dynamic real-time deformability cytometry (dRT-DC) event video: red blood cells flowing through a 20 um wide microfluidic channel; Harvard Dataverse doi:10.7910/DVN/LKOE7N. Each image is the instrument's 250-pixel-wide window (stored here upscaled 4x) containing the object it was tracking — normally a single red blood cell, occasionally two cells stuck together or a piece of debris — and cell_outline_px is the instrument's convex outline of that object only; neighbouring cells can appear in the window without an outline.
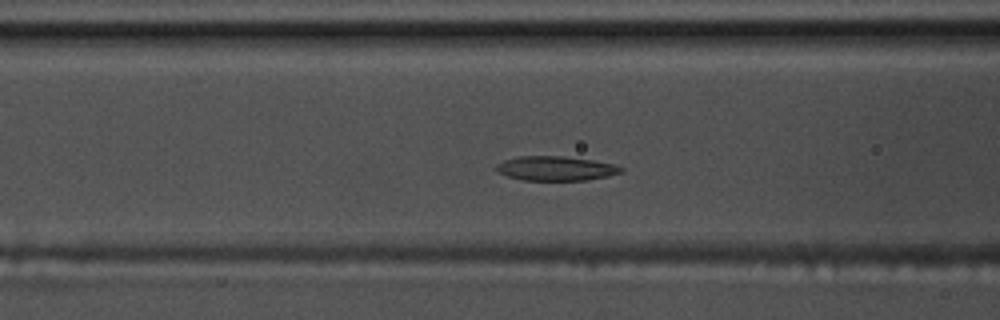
{"species": "common noctule bat (a hibernating species)", "species_latin": "Nyctalus noctula", "temperature_condition": "warm", "stored_images_in_passage": 41, "camera_frame_rate_fps": 3000, "um_per_image_px": 0.085, "animal": {"sex": "male", "body_mass_g": 17.5, "forearm_length_mm": 52.3}, "frame": {"image": 1, "passage_image": 6, "time_ms": 1.667, "image_size_px": [1000, 320], "cell_outline_px": [[624, 172], [608, 176], [588, 180], [524, 180], [508, 176], [500, 172], [496, 168], [496, 164], [504, 160], [516, 156], [560, 156], [592, 160], [616, 164], [624, 168]], "centroid_in_image_um": [47.29, 14.31], "position_along_channel_um": 119.3, "area_um2": 17.74}}
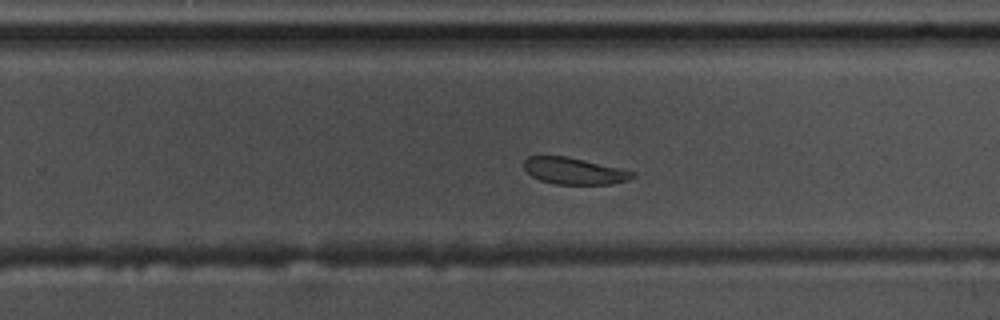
{"frame": {"image": 2, "passage_image": 20, "time_ms": 6.333, "image_size_px": [1000, 320], "cell_outline_px": [[636, 176], [628, 180], [612, 184], [556, 184], [540, 180], [532, 176], [524, 168], [524, 160], [528, 156], [564, 156], [584, 160], [636, 172]], "centroid_in_image_um": [48.81, 14.54], "position_along_channel_um": 281.0, "area_um2": 16.7}}
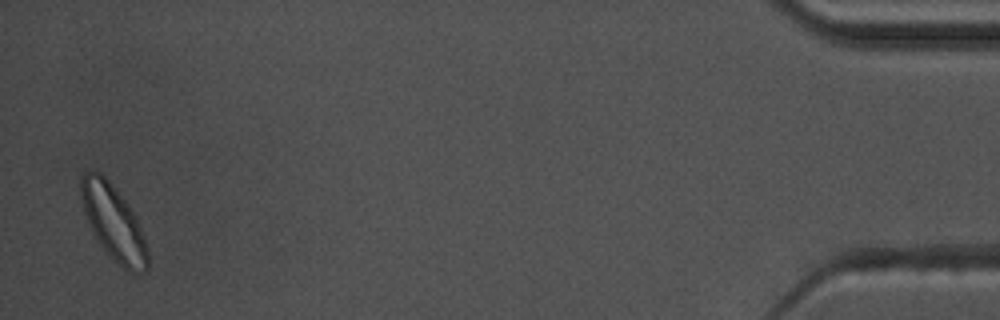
{"frame": {"image": 3, "passage_image": 40, "time_ms": 13.0, "image_size_px": [1000, 320], "cell_outline_px": [[148, 268], [144, 272], [128, 272], [112, 260], [104, 252], [92, 232], [84, 212], [80, 200], [80, 176], [84, 172], [100, 172], [108, 180], [128, 204], [136, 216], [144, 236], [148, 252]], "centroid_in_image_um": [9.63, 18.95], "position_along_channel_um": 425.6, "area_um2": 29.48}, "authors_computed_cell_mechanics": {"area_um2": 18.2648, "velocity_mm_per_s": 3.4766, "shape_relaxation_time_tau1_ms": 3.3045, "shape_relaxation_time_tau2_ms": null, "deformation_change_tau1": 0.0953, "deformation_change_tau2": null}}